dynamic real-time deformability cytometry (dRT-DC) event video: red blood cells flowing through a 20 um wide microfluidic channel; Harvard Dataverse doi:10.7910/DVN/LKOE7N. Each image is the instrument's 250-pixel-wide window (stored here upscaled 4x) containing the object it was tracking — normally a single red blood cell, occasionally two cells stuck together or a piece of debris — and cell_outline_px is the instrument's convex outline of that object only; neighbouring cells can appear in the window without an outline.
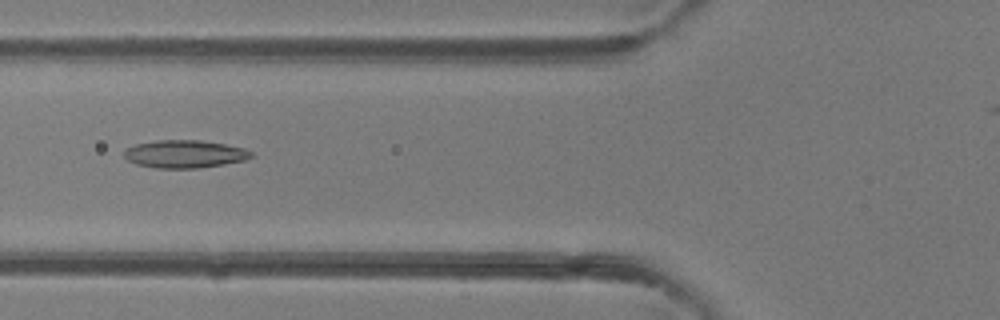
{"species": "common noctule bat (a hibernating species)", "species_latin": "Nyctalus noctula", "temperature_condition": "room temperature", "stored_images_in_passage": 47, "camera_frame_rate_fps": 3000, "um_per_image_px": 0.085, "animal": {"sex": "female"}, "frame": {"image": 1, "passage_image": 18, "time_ms": 5.667, "image_size_px": [1000, 320], "cell_outline_px": [[252, 156], [244, 160], [224, 164], [196, 168], [156, 168], [136, 164], [128, 160], [124, 156], [124, 152], [128, 148], [136, 144], [156, 140], [200, 140], [224, 144], [244, 148], [252, 152]], "centroid_in_image_um": [15.69, 13.09], "position_along_channel_um": 110.1, "area_um2": 20.4}}
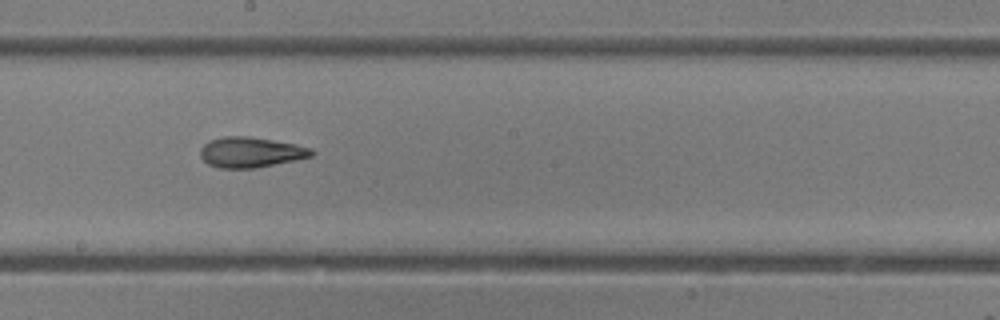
{"frame": {"image": 2, "passage_image": 26, "time_ms": 8.333, "image_size_px": [1000, 320], "cell_outline_px": [[316, 152], [312, 156], [256, 168], [220, 168], [208, 164], [200, 156], [200, 148], [208, 140], [224, 136], [248, 136], [296, 144], [312, 148]], "centroid_in_image_um": [21.3, 12.93], "position_along_channel_um": 226.9, "area_um2": 19.71}}
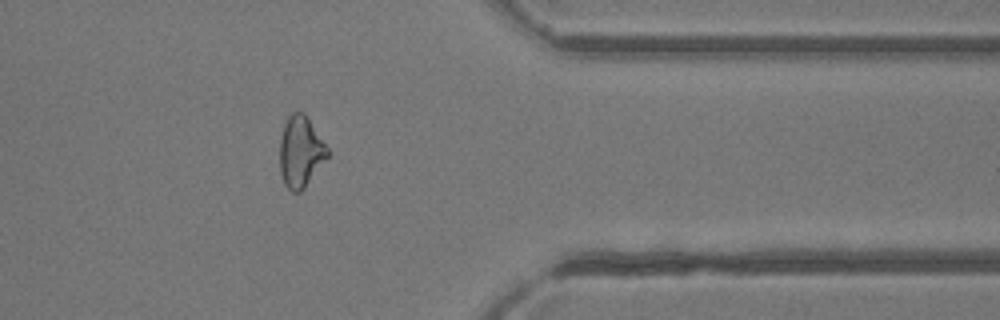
{"frame": {"image": 3, "passage_image": 38, "time_ms": 12.333, "image_size_px": [1000, 320], "cell_outline_px": [[328, 156], [304, 188], [300, 192], [292, 192], [284, 184], [280, 172], [280, 136], [284, 124], [288, 116], [292, 112], [304, 112], [308, 116], [328, 148]], "centroid_in_image_um": [25.53, 12.87], "position_along_channel_um": 385.9, "area_um2": 19.83}, "authors_computed_cell_mechanics": {"area_um2": 20.519, "velocity_mm_per_s": 4.365, "shape_relaxation_time_tau1_ms": 11.1797, "shape_relaxation_time_tau2_ms": 2.3559, "deformation_change_tau1": 0.2428, "deformation_change_tau2": 0.1154}}